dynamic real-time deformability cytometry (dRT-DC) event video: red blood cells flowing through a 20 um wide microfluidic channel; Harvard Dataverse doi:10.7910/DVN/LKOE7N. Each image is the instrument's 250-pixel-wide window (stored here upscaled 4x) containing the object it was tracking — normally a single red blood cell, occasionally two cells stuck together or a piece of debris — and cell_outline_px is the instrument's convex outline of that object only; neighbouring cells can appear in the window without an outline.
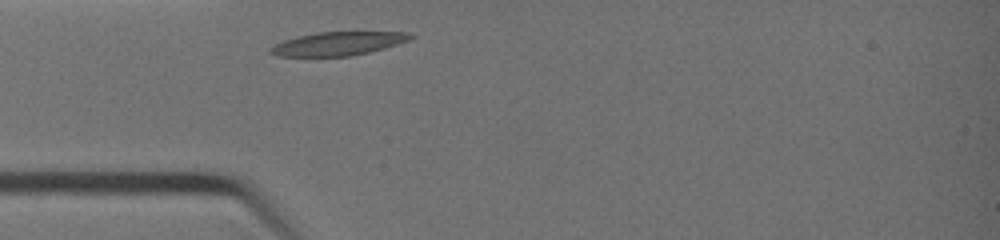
{"species": "common noctule bat (a hibernating species)", "species_latin": "Nyctalus noctula", "temperature_condition": "warm", "stored_images_in_passage": 23, "camera_frame_rate_fps": 3000, "um_per_image_px": 0.085, "animal": {"sex": "female", "body_mass_g": 19.0, "forearm_length_mm": 51.5}, "frame": {"image": 1, "passage_image": 1, "time_ms": 0.0, "image_size_px": [1000, 240], "cell_outline_px": [[416, 36], [408, 40], [384, 48], [352, 56], [276, 56], [268, 52], [268, 48], [284, 40], [296, 36], [316, 32], [412, 32]], "centroid_in_image_um": [28.71, 3.7], "position_along_channel_um": 56.3, "area_um2": 19.25}}
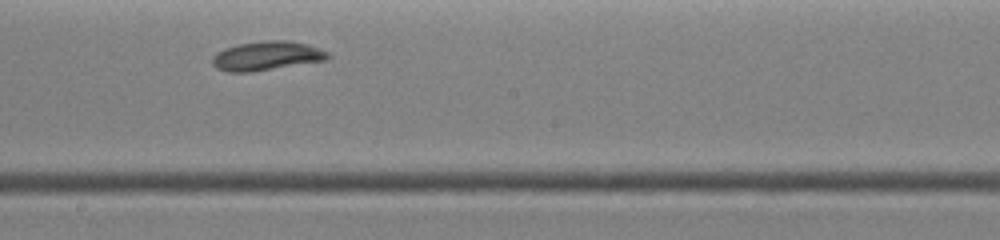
{"frame": {"image": 2, "passage_image": 12, "time_ms": 3.667, "image_size_px": [1000, 240], "cell_outline_px": [[332, 56], [328, 60], [252, 72], [228, 72], [216, 68], [212, 64], [212, 56], [216, 52], [224, 48], [236, 44], [264, 40], [284, 40], [308, 44], [320, 48], [328, 52]], "centroid_in_image_um": [22.68, 4.74], "position_along_channel_um": 225.5, "area_um2": 19.94}}
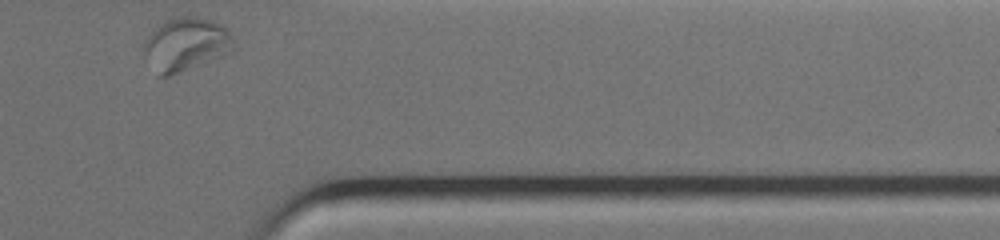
{"frame": {"image": 3, "passage_image": 23, "time_ms": 7.333, "image_size_px": [1000, 240], "cell_outline_px": [[236, 48], [232, 52], [224, 56], [168, 76], [160, 76], [144, 56], [144, 40], [160, 24], [176, 16], [192, 16], [208, 20], [220, 24], [228, 28], [236, 40]], "centroid_in_image_um": [15.87, 3.76], "position_along_channel_um": 395.5, "area_um2": 27.98}, "authors_computed_cell_mechanics": {"area_um2": 19.7676, "velocity_mm_per_s": 4.7069, "shape_relaxation_time_tau1_ms": 10.4173, "shape_relaxation_time_tau2_ms": 2.1878, "deformation_change_tau1": 0.2939, "deformation_change_tau2": 0.0651}}